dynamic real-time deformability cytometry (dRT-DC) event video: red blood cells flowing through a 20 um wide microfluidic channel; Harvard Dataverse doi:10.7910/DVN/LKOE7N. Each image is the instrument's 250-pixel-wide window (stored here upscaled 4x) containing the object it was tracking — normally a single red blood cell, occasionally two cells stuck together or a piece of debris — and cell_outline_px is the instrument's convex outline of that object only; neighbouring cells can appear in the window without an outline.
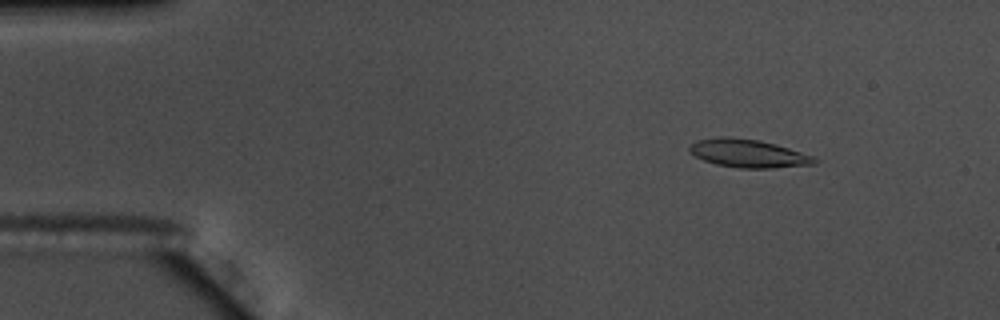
{"species": "common noctule bat (a hibernating species)", "species_latin": "Nyctalus noctula", "temperature_condition": "warm", "stored_images_in_passage": 55, "camera_frame_rate_fps": 3000, "um_per_image_px": 0.085, "animal": {"sex": "male", "body_mass_g": 17.5, "forearm_length_mm": 52.3}, "frame": {"image": 1, "passage_image": 7, "time_ms": 2.0, "image_size_px": [1000, 320], "cell_outline_px": [[820, 160], [816, 164], [772, 168], [740, 168], [716, 164], [704, 160], [688, 152], [688, 148], [696, 140], [720, 136], [732, 136], [756, 140], [776, 144], [812, 156]], "centroid_in_image_um": [63.58, 13.03], "position_along_channel_um": 21.4, "area_um2": 20.52}}
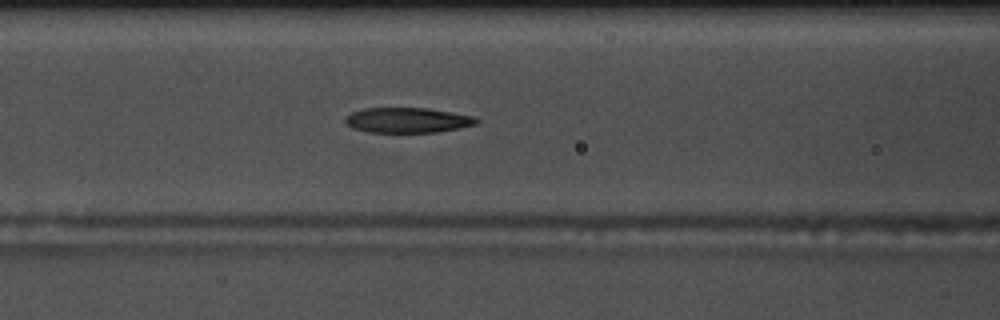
{"frame": {"image": 2, "passage_image": 23, "time_ms": 7.333, "image_size_px": [1000, 320], "cell_outline_px": [[480, 120], [476, 124], [460, 128], [436, 132], [368, 132], [352, 128], [344, 120], [344, 116], [352, 112], [364, 108], [424, 108], [476, 116]], "centroid_in_image_um": [34.64, 10.21], "position_along_channel_um": 132.0, "area_um2": 19.25}}
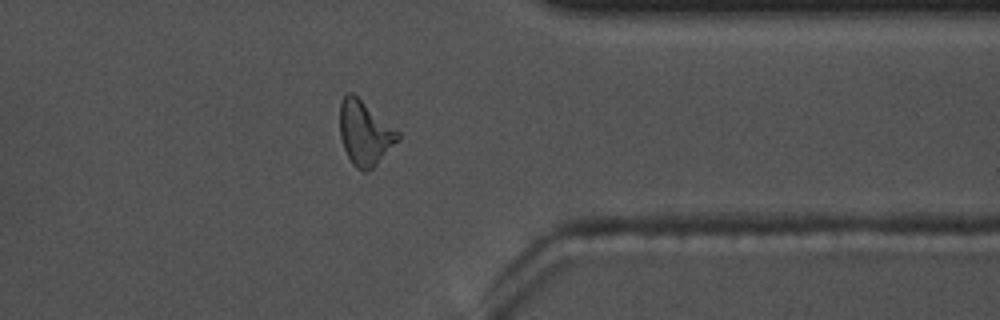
{"frame": {"image": 3, "passage_image": 44, "time_ms": 14.333, "image_size_px": [1000, 320], "cell_outline_px": [[400, 140], [368, 172], [364, 172], [356, 168], [352, 164], [344, 148], [340, 136], [340, 104], [344, 96], [348, 92], [352, 92], [400, 132]], "centroid_in_image_um": [31.01, 11.32], "position_along_channel_um": 380.4, "area_um2": 21.68}, "authors_computed_cell_mechanics": {"area_um2": 20.3456, "velocity_mm_per_s": 3.6741, "shape_relaxation_time_tau1_ms": 4.7382, "shape_relaxation_time_tau2_ms": 1.9855, "deformation_change_tau1": 0.1784, "deformation_change_tau2": 0.1114}}